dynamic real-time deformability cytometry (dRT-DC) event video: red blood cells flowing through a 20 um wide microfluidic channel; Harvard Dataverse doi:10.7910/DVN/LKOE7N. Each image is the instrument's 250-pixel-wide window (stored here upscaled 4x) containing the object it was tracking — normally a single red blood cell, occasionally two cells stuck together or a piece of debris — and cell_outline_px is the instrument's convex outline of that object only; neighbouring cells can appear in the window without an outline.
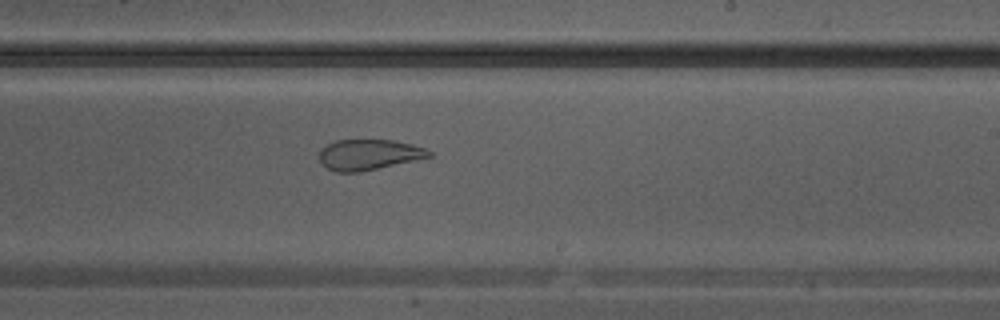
{"species": "Egyptian fruit bat (a non-hibernating species)", "species_latin": "Rousettus aegyptiacus", "temperature_condition": "warm", "stored_images_in_passage": 17, "camera_frame_rate_fps": 3000, "um_per_image_px": 0.085, "animal": {"sex": "male"}, "frame": {"image": 1, "passage_image": 15, "time_ms": 4.667, "image_size_px": [1000, 320], "cell_outline_px": [[432, 156], [360, 172], [336, 172], [328, 168], [320, 160], [320, 148], [336, 140], [392, 140], [412, 144], [424, 148], [432, 152]], "centroid_in_image_um": [31.34, 13.14], "position_along_channel_um": 257.7, "area_um2": 19.31}}